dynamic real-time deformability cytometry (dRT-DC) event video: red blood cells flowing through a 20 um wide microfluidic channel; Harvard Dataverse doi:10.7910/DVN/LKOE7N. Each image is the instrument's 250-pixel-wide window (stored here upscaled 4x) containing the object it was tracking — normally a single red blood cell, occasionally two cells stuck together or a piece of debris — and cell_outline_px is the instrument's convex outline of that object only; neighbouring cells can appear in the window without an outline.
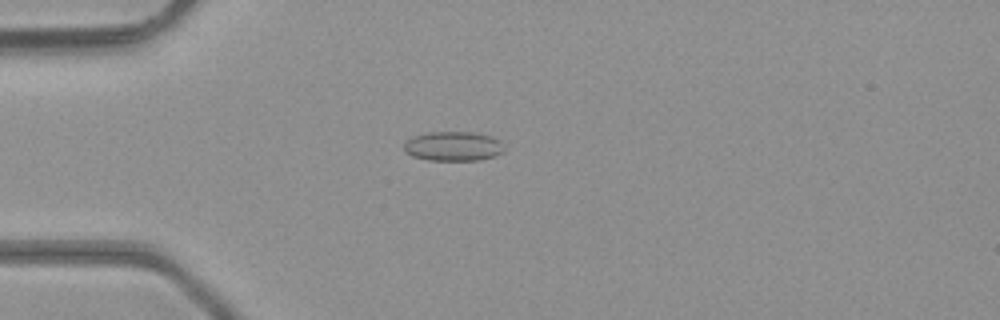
{"species": "common noctule bat (a hibernating species)", "species_latin": "Nyctalus noctula", "temperature_condition": "room temperature", "stored_images_in_passage": 47, "camera_frame_rate_fps": 3000, "um_per_image_px": 0.085, "animal": {"sex": "male", "body_mass_g": 23.1, "forearm_length_mm": 52.7}, "frame": {"image": 1, "passage_image": 12, "time_ms": 3.667, "image_size_px": [1000, 320], "cell_outline_px": [[504, 152], [496, 156], [480, 160], [428, 160], [412, 156], [404, 152], [404, 144], [412, 136], [428, 132], [476, 132], [492, 136], [500, 140], [504, 148]], "centroid_in_image_um": [38.55, 12.43], "position_along_channel_um": 46.5, "area_um2": 17.46}}
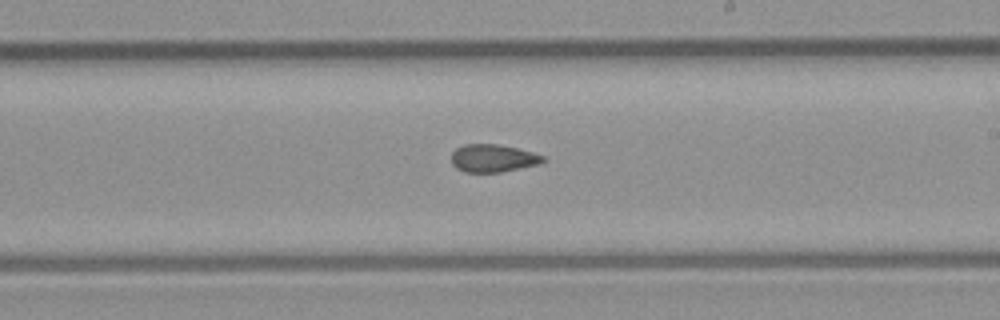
{"frame": {"image": 2, "passage_image": 27, "time_ms": 8.667, "image_size_px": [1000, 320], "cell_outline_px": [[548, 160], [540, 164], [500, 172], [464, 172], [456, 168], [452, 164], [452, 152], [456, 148], [464, 144], [500, 144], [532, 152], [544, 156]], "centroid_in_image_um": [41.92, 13.45], "position_along_channel_um": 247.1, "area_um2": 14.91}}
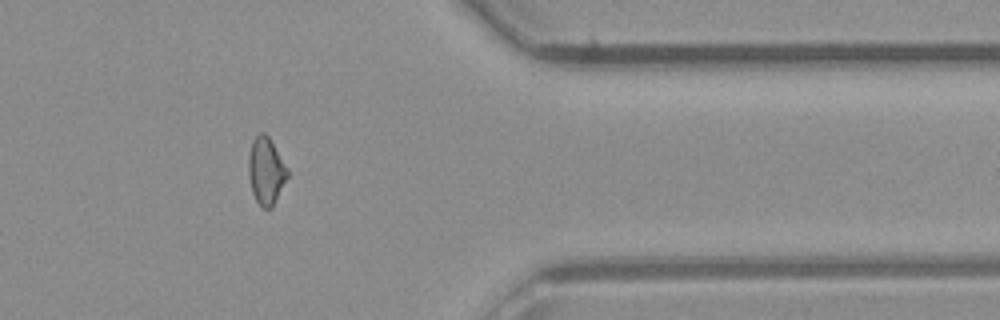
{"frame": {"image": 3, "passage_image": 38, "time_ms": 12.333, "image_size_px": [1000, 320], "cell_outline_px": [[288, 176], [272, 208], [264, 208], [256, 200], [252, 192], [248, 176], [248, 156], [252, 140], [260, 132], [264, 132], [268, 136], [288, 168]], "centroid_in_image_um": [22.6, 14.51], "position_along_channel_um": 388.8, "area_um2": 15.2}, "authors_computed_cell_mechanics": {"area_um2": 15.5482, "velocity_mm_per_s": 4.3585, "shape_relaxation_time_tau1_ms": null, "shape_relaxation_time_tau2_ms": 2.4471, "deformation_change_tau1": null, "deformation_change_tau2": 0.0872}}